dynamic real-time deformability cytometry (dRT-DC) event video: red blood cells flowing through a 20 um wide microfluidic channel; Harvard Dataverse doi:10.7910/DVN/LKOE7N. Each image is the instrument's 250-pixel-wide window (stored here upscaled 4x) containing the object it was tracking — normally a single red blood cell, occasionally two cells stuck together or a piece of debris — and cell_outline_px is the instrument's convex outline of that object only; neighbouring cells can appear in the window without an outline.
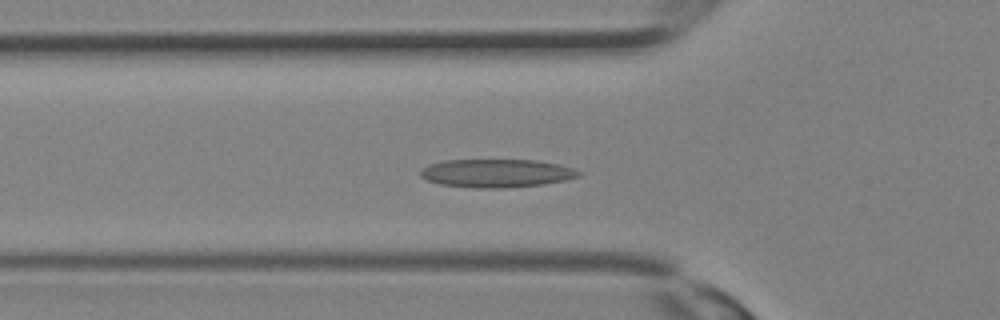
{"species": "Egyptian fruit bat (a non-hibernating species)", "species_latin": "Rousettus aegyptiacus", "temperature_condition": "room temperature", "stored_images_in_passage": 28, "camera_frame_rate_fps": 3000, "um_per_image_px": 0.085, "animal": {"sex": "female"}, "frame": {"image": 1, "passage_image": 8, "time_ms": 2.333, "image_size_px": [1000, 320], "cell_outline_px": [[584, 172], [580, 176], [564, 180], [544, 184], [504, 188], [476, 188], [440, 184], [428, 180], [420, 176], [420, 168], [428, 164], [444, 160], [536, 160], [560, 164]], "centroid_in_image_um": [42.2, 14.72], "position_along_channel_um": 83.6, "area_um2": 26.24}}
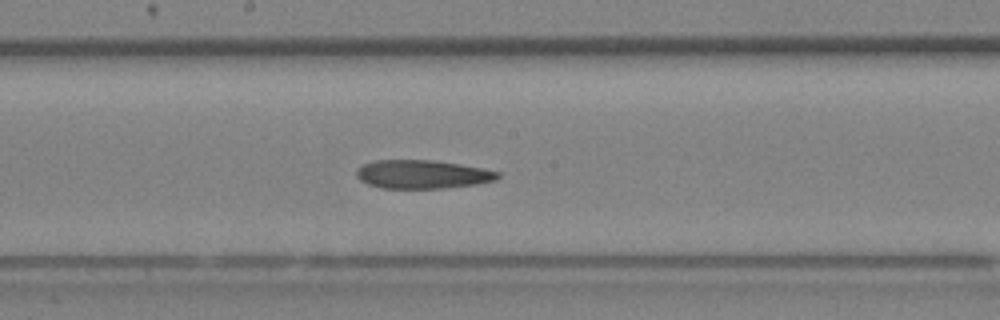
{"frame": {"image": 2, "passage_image": 14, "time_ms": 4.333, "image_size_px": [1000, 320], "cell_outline_px": [[500, 176], [496, 180], [476, 184], [444, 188], [380, 188], [368, 184], [360, 180], [356, 176], [356, 168], [372, 160], [432, 160], [460, 164], [484, 168], [500, 172]], "centroid_in_image_um": [35.89, 14.81], "position_along_channel_um": 212.3, "area_um2": 23.64}}
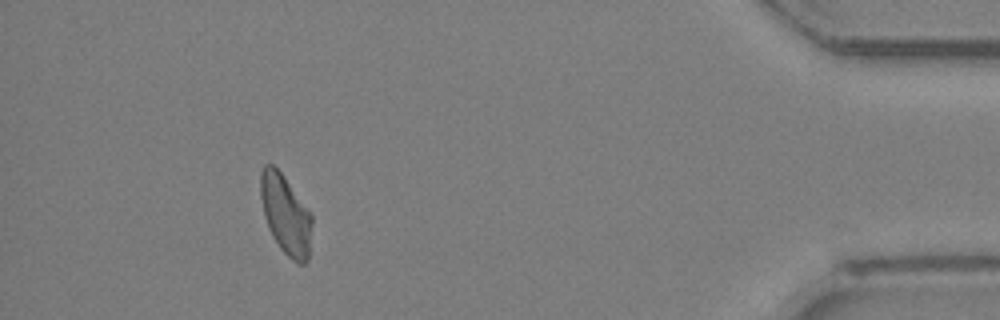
{"frame": {"image": 3, "passage_image": 26, "time_ms": 8.333, "image_size_px": [1000, 320], "cell_outline_px": [[312, 224], [308, 260], [304, 264], [296, 264], [280, 248], [272, 236], [268, 228], [264, 216], [260, 196], [260, 172], [264, 164], [272, 164], [284, 176], [312, 216]], "centroid_in_image_um": [24.26, 18.26], "position_along_channel_um": 410.9, "area_um2": 23.76}}